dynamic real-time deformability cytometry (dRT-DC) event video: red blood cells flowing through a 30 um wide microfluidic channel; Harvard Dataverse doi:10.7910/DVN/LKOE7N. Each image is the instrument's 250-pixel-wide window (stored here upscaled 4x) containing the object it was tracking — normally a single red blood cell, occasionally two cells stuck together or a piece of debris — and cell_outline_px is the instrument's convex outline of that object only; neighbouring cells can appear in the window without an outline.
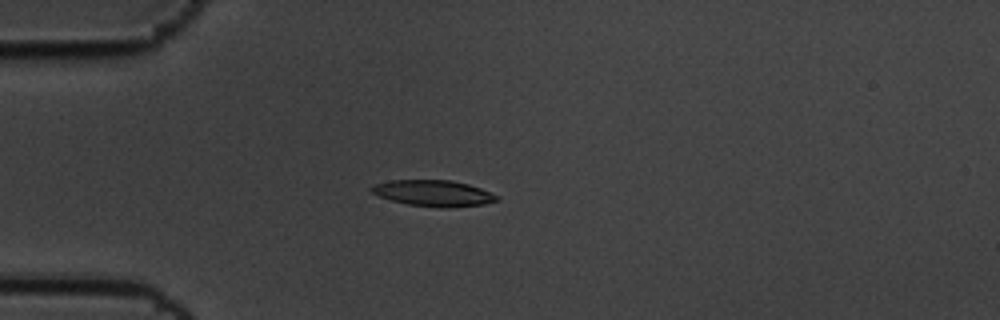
{"species": "common noctule bat (a hibernating species)", "species_latin": "Nyctalus noctula", "temperature_condition": "cold", "stored_images_in_passage": 9, "camera_frame_rate_fps": 3000, "um_per_image_px": 0.085, "animal": {"sex": "male", "body_mass_g": 19.5, "forearm_length_mm": 54.6}, "frame": {"image": 1, "passage_image": 3, "time_ms": 0.667, "image_size_px": [1000, 320], "cell_outline_px": [[500, 200], [484, 204], [440, 208], [408, 204], [392, 200], [380, 196], [372, 192], [368, 188], [372, 184], [392, 180], [452, 180], [468, 184], [480, 188], [500, 196]], "centroid_in_image_um": [36.85, 16.41], "position_along_channel_um": 48.2, "area_um2": 19.07}}
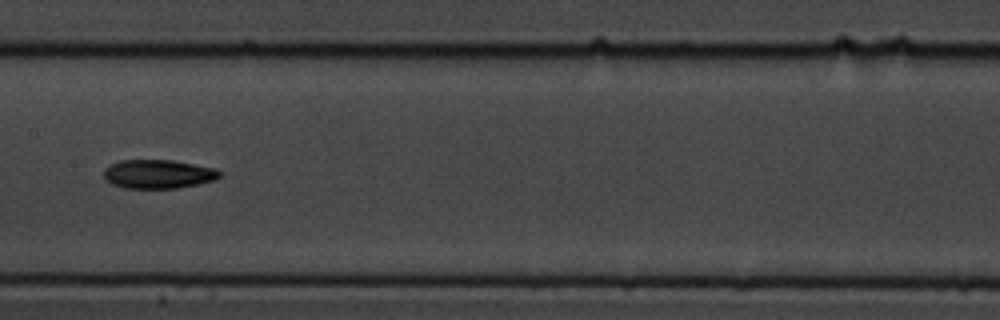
{"frame": {"image": 2, "passage_image": 7, "time_ms": 2.0, "image_size_px": [1000, 320], "cell_outline_px": [[220, 176], [216, 180], [176, 188], [124, 188], [112, 184], [104, 180], [104, 168], [120, 160], [172, 160], [216, 168], [220, 172]], "centroid_in_image_um": [13.43, 14.79], "position_along_channel_um": 194.0, "area_um2": 19.48}}
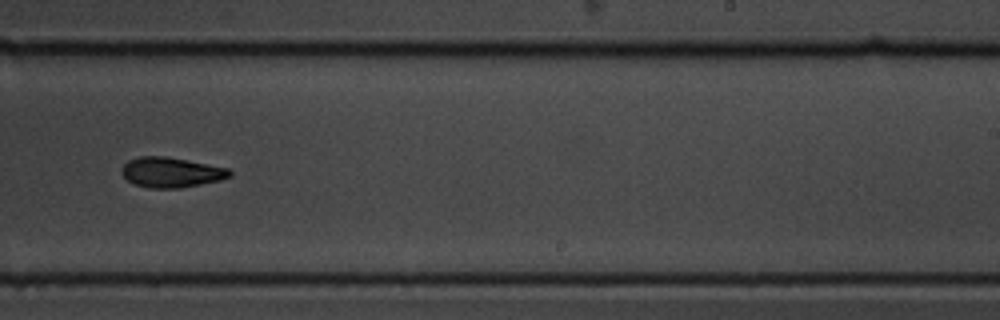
{"frame": {"image": 3, "passage_image": 9, "time_ms": 2.667, "image_size_px": [1000, 320], "cell_outline_px": [[232, 176], [220, 180], [180, 188], [148, 188], [136, 184], [128, 180], [120, 172], [120, 168], [128, 160], [140, 156], [164, 156], [228, 168], [232, 172]], "centroid_in_image_um": [14.53, 14.65], "position_along_channel_um": 274.5, "area_um2": 18.84}}